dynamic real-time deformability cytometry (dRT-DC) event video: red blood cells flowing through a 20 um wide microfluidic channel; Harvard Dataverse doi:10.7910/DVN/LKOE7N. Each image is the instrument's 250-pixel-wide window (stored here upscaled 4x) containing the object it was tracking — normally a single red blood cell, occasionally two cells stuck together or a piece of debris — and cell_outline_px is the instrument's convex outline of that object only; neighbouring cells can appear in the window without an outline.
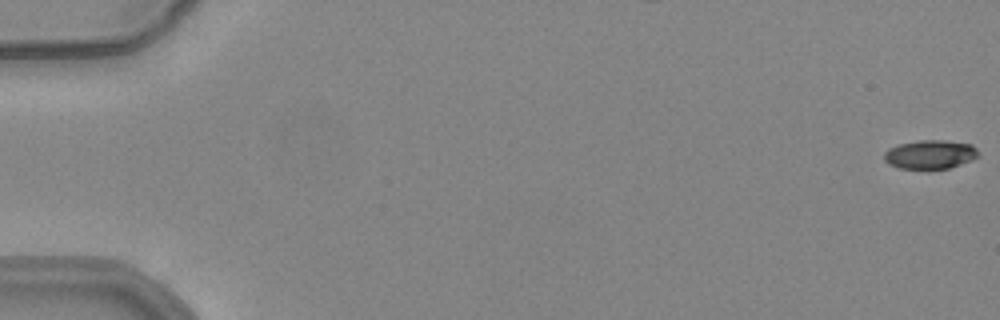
{"species": "common noctule bat (a hibernating species)", "species_latin": "Nyctalus noctula", "temperature_condition": "warm", "stored_images_in_passage": 54, "camera_frame_rate_fps": 3000, "um_per_image_px": 0.085, "animal": {"sex": "female", "body_mass_g": 24.6, "forearm_length_mm": 56.2}, "frame": {"image": 1, "passage_image": 1, "time_ms": 0.0, "image_size_px": [1000, 320], "cell_outline_px": [[976, 156], [972, 160], [948, 168], [928, 172], [900, 168], [888, 164], [884, 160], [884, 152], [888, 148], [900, 144], [916, 140], [944, 140], [972, 144], [976, 148]], "centroid_in_image_um": [79.0, 13.16], "position_along_channel_um": 6.0, "area_um2": 16.36}}
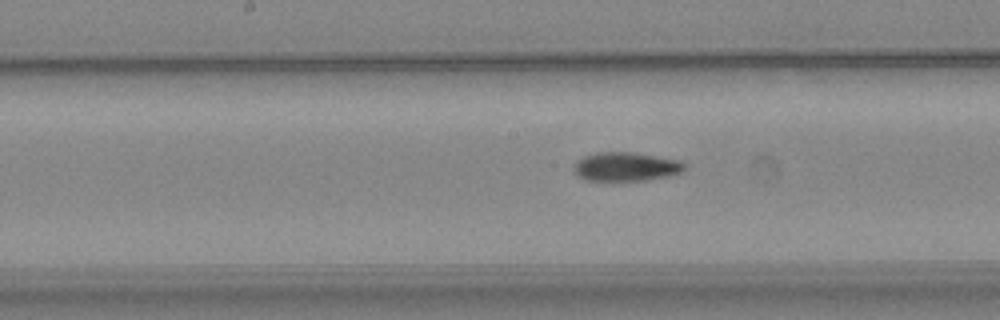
{"frame": {"image": 2, "passage_image": 29, "time_ms": 9.333, "image_size_px": [1000, 320], "cell_outline_px": [[684, 168], [680, 172], [668, 176], [644, 180], [584, 180], [576, 176], [576, 164], [584, 156], [596, 152], [632, 152], [680, 160], [684, 164]], "centroid_in_image_um": [53.2, 14.16], "position_along_channel_um": 195.0, "area_um2": 18.26}}
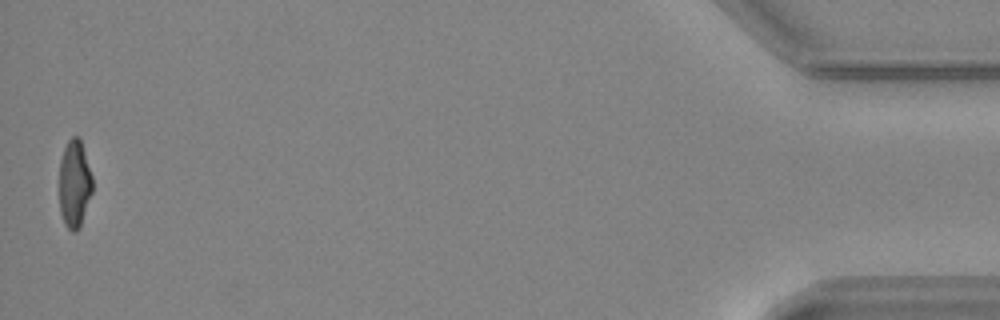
{"frame": {"image": 3, "passage_image": 54, "time_ms": 17.667, "image_size_px": [1000, 320], "cell_outline_px": [[92, 192], [80, 228], [76, 232], [72, 232], [64, 224], [60, 212], [60, 160], [64, 148], [68, 140], [72, 136], [80, 136], [92, 176]], "centroid_in_image_um": [6.34, 15.63], "position_along_channel_um": 428.9, "area_um2": 17.05}, "authors_computed_cell_mechanics": {"area_um2": 18.1492, "velocity_mm_per_s": 3.9208, "shape_relaxation_time_tau1_ms": 9.2097, "shape_relaxation_time_tau2_ms": 3.24, "deformation_change_tau1": 0.2874, "deformation_change_tau2": 0.0903}}